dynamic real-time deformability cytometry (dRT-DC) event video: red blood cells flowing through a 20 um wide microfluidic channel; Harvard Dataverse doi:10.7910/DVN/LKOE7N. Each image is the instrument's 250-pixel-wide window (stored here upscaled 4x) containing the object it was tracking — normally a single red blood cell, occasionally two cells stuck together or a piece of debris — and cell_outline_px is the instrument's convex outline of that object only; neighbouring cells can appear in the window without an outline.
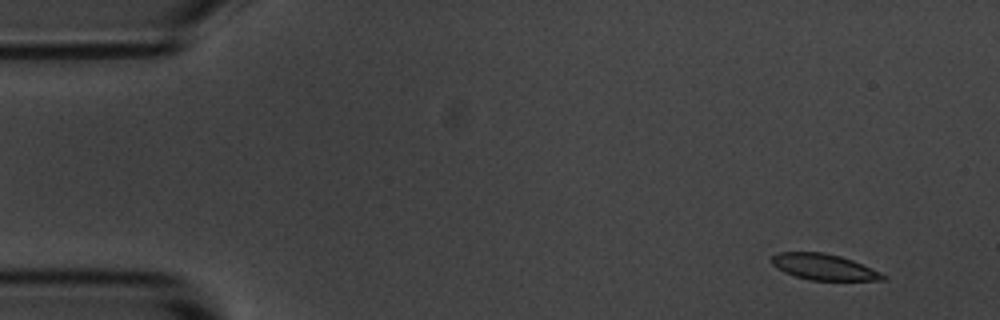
{"species": "common noctule bat (a hibernating species)", "species_latin": "Nyctalus noctula", "temperature_condition": "room temperature", "stored_images_in_passage": 4, "camera_frame_rate_fps": 3000, "um_per_image_px": 0.085, "animal": {"sex": "male", "body_mass_g": 20.1, "forearm_length_mm": 53.5}, "frame": {"image": 1, "passage_image": 1, "time_ms": 0.0, "image_size_px": [1000, 320], "cell_outline_px": [[888, 276], [884, 280], [808, 280], [784, 272], [776, 268], [772, 264], [772, 256], [776, 252], [824, 252], [840, 256], [852, 260], [880, 272]], "centroid_in_image_um": [70.0, 22.69], "position_along_channel_um": 15.0, "area_um2": 16.82}}